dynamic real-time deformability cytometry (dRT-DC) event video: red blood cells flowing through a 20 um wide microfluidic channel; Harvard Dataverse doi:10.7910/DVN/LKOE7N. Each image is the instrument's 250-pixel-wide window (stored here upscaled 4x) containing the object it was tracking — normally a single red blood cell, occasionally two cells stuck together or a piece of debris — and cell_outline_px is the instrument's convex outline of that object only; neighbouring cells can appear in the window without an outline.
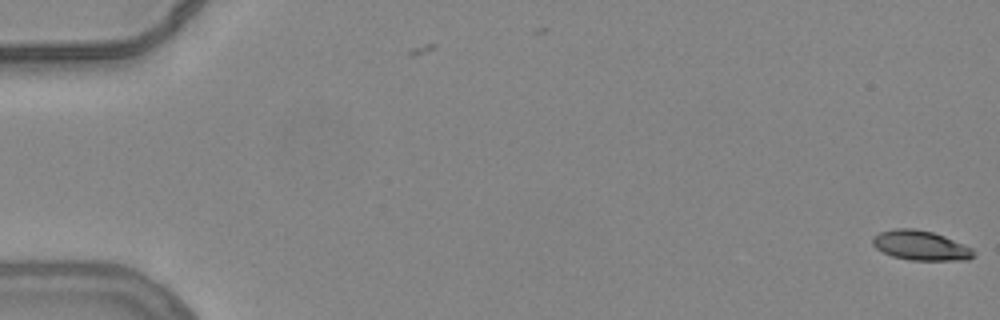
{"species": "common noctule bat (a hibernating species)", "species_latin": "Nyctalus noctula", "temperature_condition": "warm", "stored_images_in_passage": 3, "camera_frame_rate_fps": 3000, "um_per_image_px": 0.085, "animal": {"sex": "female", "body_mass_g": 24.6, "forearm_length_mm": 56.2}, "frame": {"image": 1, "passage_image": 3, "time_ms": 0.667, "image_size_px": [1000, 320], "cell_outline_px": [[976, 256], [968, 260], [908, 260], [892, 256], [876, 248], [872, 244], [872, 236], [880, 232], [896, 228], [912, 228], [932, 232], [944, 236], [972, 248], [976, 252]], "centroid_in_image_um": [78.26, 20.87], "position_along_channel_um": 6.7, "area_um2": 17.51}}